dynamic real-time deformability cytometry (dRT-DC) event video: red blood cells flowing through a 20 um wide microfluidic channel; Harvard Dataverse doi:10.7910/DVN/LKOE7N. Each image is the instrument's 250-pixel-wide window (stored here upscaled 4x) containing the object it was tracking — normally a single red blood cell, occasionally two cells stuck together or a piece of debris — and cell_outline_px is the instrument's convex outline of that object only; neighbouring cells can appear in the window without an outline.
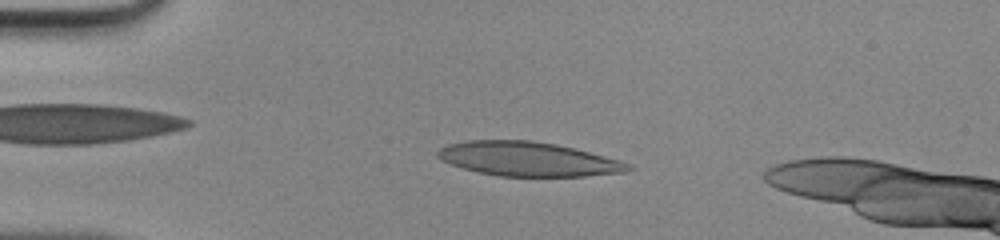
{"species": "human", "species_latin": "Homo sapiens", "temperature_condition": "room temperature", "stored_images_in_passage": 41, "camera_frame_rate_fps": 3000, "um_per_image_px": 0.085, "donor": {"sex": "male"}, "frame": {"image": 1, "passage_image": 6, "time_ms": 1.667, "image_size_px": [1000, 240], "cell_outline_px": [[636, 168], [624, 172], [584, 176], [500, 176], [480, 172], [464, 168], [440, 160], [436, 156], [436, 152], [444, 144], [468, 140], [532, 140], [556, 144], [620, 160], [632, 164]], "centroid_in_image_um": [44.87, 13.51], "position_along_channel_um": 40.1, "area_um2": 37.97}}
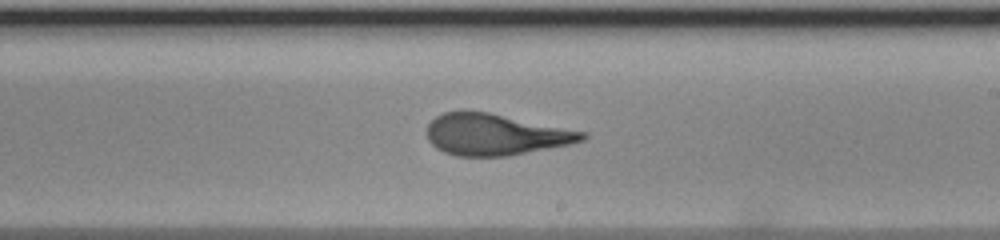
{"frame": {"image": 2, "passage_image": 23, "time_ms": 7.333, "image_size_px": [1000, 240], "cell_outline_px": [[588, 136], [584, 140], [568, 144], [508, 156], [456, 156], [444, 152], [436, 148], [428, 140], [428, 124], [436, 116], [444, 112], [488, 112], [588, 132]], "centroid_in_image_um": [42.12, 11.44], "position_along_channel_um": 246.9, "area_um2": 37.11}}
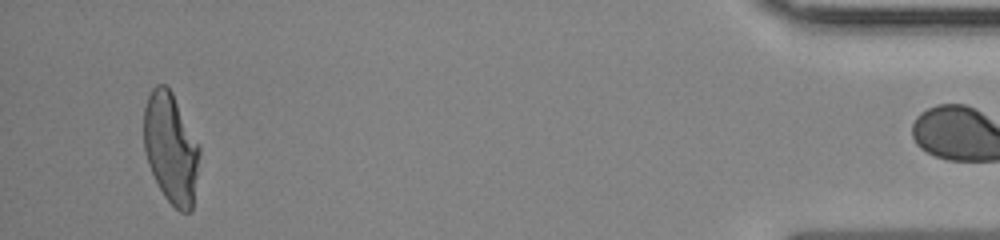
{"frame": {"image": 3, "passage_image": 40, "time_ms": 13.0, "image_size_px": [1000, 240], "cell_outline_px": [[200, 152], [192, 208], [188, 212], [180, 212], [164, 196], [148, 164], [144, 152], [144, 108], [148, 96], [152, 88], [156, 84], [164, 84], [172, 92], [200, 148]], "centroid_in_image_um": [14.5, 12.58], "position_along_channel_um": 420.7, "area_um2": 35.37}}